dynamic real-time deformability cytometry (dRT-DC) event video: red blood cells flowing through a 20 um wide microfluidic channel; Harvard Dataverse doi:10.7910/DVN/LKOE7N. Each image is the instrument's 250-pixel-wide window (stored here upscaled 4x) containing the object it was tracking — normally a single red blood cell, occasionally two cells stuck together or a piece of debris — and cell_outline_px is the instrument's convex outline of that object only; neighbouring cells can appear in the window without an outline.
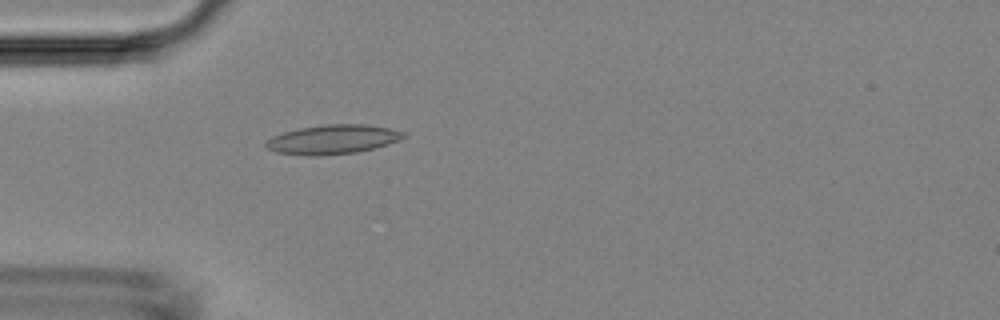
{"species": "Egyptian fruit bat (a non-hibernating species)", "species_latin": "Rousettus aegyptiacus", "temperature_condition": "room temperature", "stored_images_in_passage": 5, "camera_frame_rate_fps": 3000, "um_per_image_px": 0.085, "animal": {"sex": "female"}, "frame": {"image": 1, "passage_image": 5, "time_ms": 4.667, "image_size_px": [1000, 320], "cell_outline_px": [[404, 136], [388, 144], [356, 152], [316, 156], [312, 156], [276, 152], [268, 148], [264, 144], [264, 140], [272, 136], [284, 132], [300, 128], [324, 124], [368, 124], [388, 128], [404, 132]], "centroid_in_image_um": [28.22, 11.84], "position_along_channel_um": 56.8, "area_um2": 23.24}}